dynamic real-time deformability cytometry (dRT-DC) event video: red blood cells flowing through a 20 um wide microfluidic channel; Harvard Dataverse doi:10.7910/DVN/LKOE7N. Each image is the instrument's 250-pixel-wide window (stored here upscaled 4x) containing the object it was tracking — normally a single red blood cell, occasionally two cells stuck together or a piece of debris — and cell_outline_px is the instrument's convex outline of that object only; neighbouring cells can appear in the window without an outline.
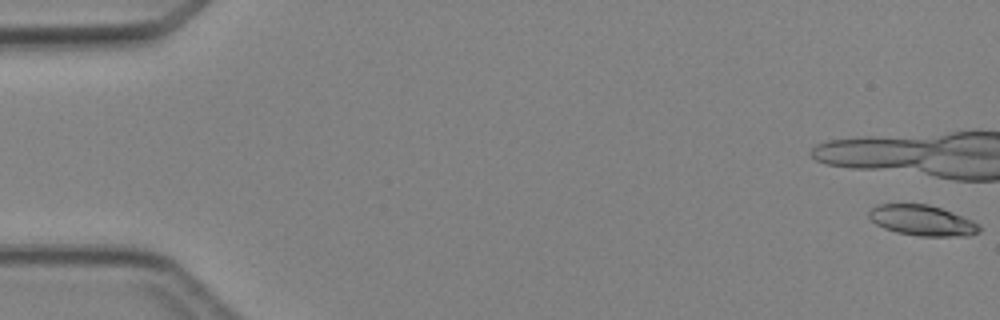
{"species": "Egyptian fruit bat (a non-hibernating species)", "species_latin": "Rousettus aegyptiacus", "temperature_condition": "cold", "stored_images_in_passage": 6, "camera_frame_rate_fps": 3000, "um_per_image_px": 0.085, "animal": {"sex": "female"}, "frame": {"image": 1, "passage_image": 1, "time_ms": 0.0, "image_size_px": [1000, 320], "cell_outline_px": [[980, 232], [968, 236], [920, 236], [896, 232], [884, 228], [876, 224], [868, 216], [868, 212], [876, 204], [928, 204], [952, 212], [972, 220], [980, 224]], "centroid_in_image_um": [78.39, 18.74], "position_along_channel_um": 6.6, "area_um2": 19.65}}